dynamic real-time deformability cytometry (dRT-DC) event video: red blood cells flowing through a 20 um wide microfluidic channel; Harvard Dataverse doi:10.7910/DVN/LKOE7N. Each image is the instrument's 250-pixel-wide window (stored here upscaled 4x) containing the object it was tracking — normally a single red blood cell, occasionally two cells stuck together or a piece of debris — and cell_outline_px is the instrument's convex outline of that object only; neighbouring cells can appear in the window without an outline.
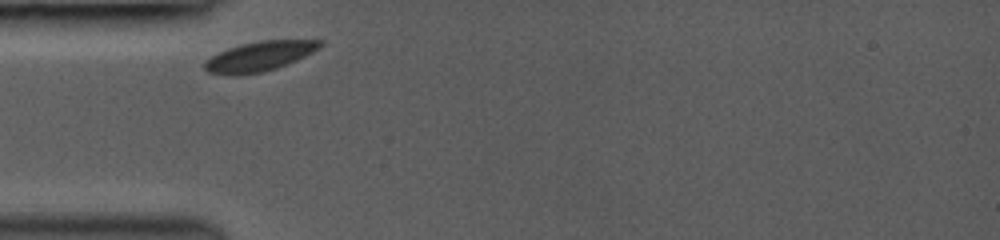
{"species": "common noctule bat (a hibernating species)", "species_latin": "Nyctalus noctula", "temperature_condition": "room temperature", "stored_images_in_passage": 12, "camera_frame_rate_fps": 3000, "um_per_image_px": 0.085, "animal": {"sex": "female", "body_mass_g": 19.0, "forearm_length_mm": 53.3}, "frame": {"image": 1, "passage_image": 1, "time_ms": 0.0, "image_size_px": [1000, 240], "cell_outline_px": [[324, 44], [320, 48], [288, 64], [264, 72], [240, 76], [232, 76], [208, 72], [204, 68], [204, 60], [228, 48], [240, 44], [260, 40], [324, 40]], "centroid_in_image_um": [22.05, 4.8], "position_along_channel_um": 63.0, "area_um2": 20.23}}
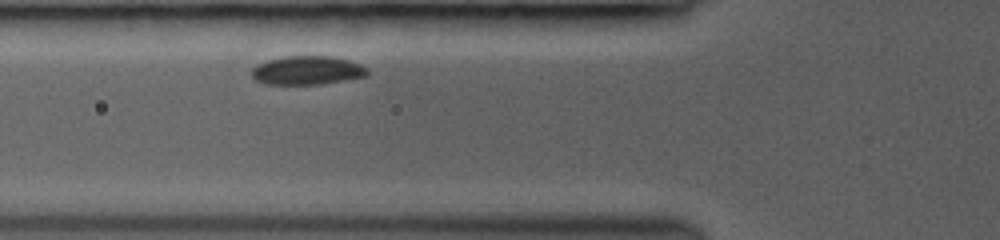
{"frame": {"image": 2, "passage_image": 9, "time_ms": 1.0, "image_size_px": [1000, 240], "cell_outline_px": [[368, 76], [320, 84], [264, 84], [256, 80], [252, 76], [252, 68], [256, 64], [268, 60], [284, 56], [332, 56], [348, 60], [360, 64], [368, 68]], "centroid_in_image_um": [26.11, 5.98], "position_along_channel_um": 99.7, "area_um2": 19.42}}